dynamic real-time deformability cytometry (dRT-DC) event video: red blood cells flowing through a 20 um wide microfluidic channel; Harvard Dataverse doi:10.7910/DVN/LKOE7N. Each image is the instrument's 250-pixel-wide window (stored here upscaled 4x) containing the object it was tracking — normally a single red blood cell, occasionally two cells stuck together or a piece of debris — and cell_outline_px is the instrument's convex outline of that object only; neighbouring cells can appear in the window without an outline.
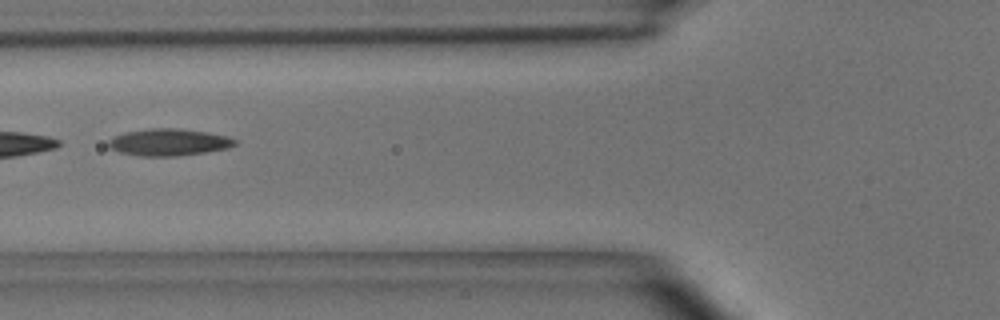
{"species": "common noctule bat (a hibernating species)", "species_latin": "Nyctalus noctula", "temperature_condition": "room temperature", "stored_images_in_passage": 5, "camera_frame_rate_fps": 3000, "um_per_image_px": 0.085, "animal": {"sex": "male", "body_mass_g": 15.6}, "frame": {"image": 1, "passage_image": 3, "time_ms": 0.667, "image_size_px": [1000, 320], "cell_outline_px": [[236, 144], [228, 148], [204, 152], [176, 156], [140, 156], [120, 152], [108, 148], [108, 140], [112, 136], [124, 132], [148, 128], [176, 128], [208, 132], [228, 136], [236, 140]], "centroid_in_image_um": [14.3, 12.08], "position_along_channel_um": 111.5, "area_um2": 20.0}}